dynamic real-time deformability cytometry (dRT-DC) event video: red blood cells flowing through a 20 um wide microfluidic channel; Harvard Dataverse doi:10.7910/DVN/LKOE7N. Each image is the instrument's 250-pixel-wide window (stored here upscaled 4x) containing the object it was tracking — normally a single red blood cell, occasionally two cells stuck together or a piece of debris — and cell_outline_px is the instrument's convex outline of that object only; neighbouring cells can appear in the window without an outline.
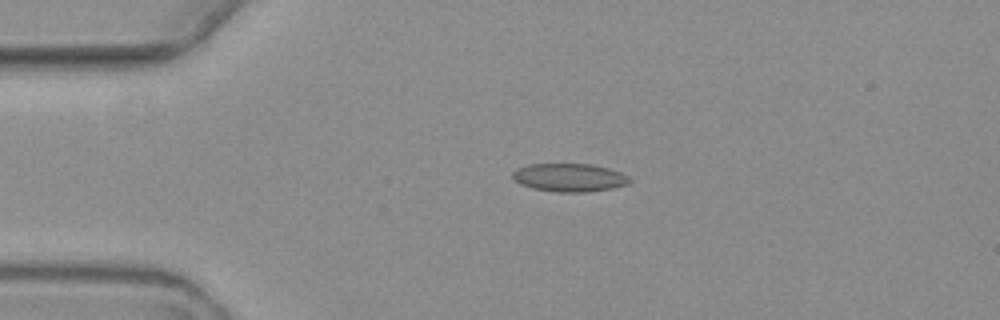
{"species": "common noctule bat (a hibernating species)", "species_latin": "Nyctalus noctula", "temperature_condition": "warm", "stored_images_in_passage": 2, "camera_frame_rate_fps": 3000, "um_per_image_px": 0.085, "animal": {"sex": "female", "body_mass_g": 19.3, "forearm_length_mm": 54.1}, "frame": {"image": 1, "passage_image": 1, "time_ms": 0.0, "image_size_px": [1000, 320], "cell_outline_px": [[632, 180], [628, 184], [612, 188], [588, 192], [556, 192], [532, 188], [520, 184], [512, 180], [512, 172], [516, 168], [528, 164], [592, 164], [608, 168], [620, 172], [628, 176]], "centroid_in_image_um": [48.37, 15.09], "position_along_channel_um": 36.6, "area_um2": 19.42}}